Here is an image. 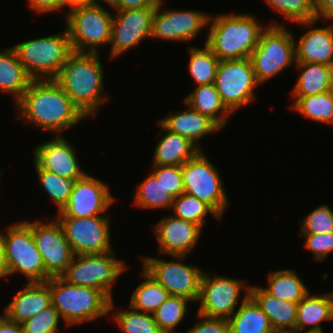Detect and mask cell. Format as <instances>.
<instances>
[{"label":"cell","instance_id":"6da1fadb","mask_svg":"<svg viewBox=\"0 0 333 333\" xmlns=\"http://www.w3.org/2000/svg\"><path fill=\"white\" fill-rule=\"evenodd\" d=\"M16 105L23 120L58 136L86 118L54 79L32 80Z\"/></svg>","mask_w":333,"mask_h":333},{"label":"cell","instance_id":"7a4b0ae2","mask_svg":"<svg viewBox=\"0 0 333 333\" xmlns=\"http://www.w3.org/2000/svg\"><path fill=\"white\" fill-rule=\"evenodd\" d=\"M98 54L73 51L54 79L86 118L96 115L108 99L102 93L103 68Z\"/></svg>","mask_w":333,"mask_h":333},{"label":"cell","instance_id":"3957f363","mask_svg":"<svg viewBox=\"0 0 333 333\" xmlns=\"http://www.w3.org/2000/svg\"><path fill=\"white\" fill-rule=\"evenodd\" d=\"M210 23L205 43L220 61L250 58L266 29L252 14H219Z\"/></svg>","mask_w":333,"mask_h":333},{"label":"cell","instance_id":"277c9868","mask_svg":"<svg viewBox=\"0 0 333 333\" xmlns=\"http://www.w3.org/2000/svg\"><path fill=\"white\" fill-rule=\"evenodd\" d=\"M46 283L50 288L52 305L66 326L106 316L114 307V301L96 288L70 284L61 276L50 277Z\"/></svg>","mask_w":333,"mask_h":333},{"label":"cell","instance_id":"5b68a950","mask_svg":"<svg viewBox=\"0 0 333 333\" xmlns=\"http://www.w3.org/2000/svg\"><path fill=\"white\" fill-rule=\"evenodd\" d=\"M25 41L13 46L33 80L55 79L73 52L67 32Z\"/></svg>","mask_w":333,"mask_h":333},{"label":"cell","instance_id":"8992f818","mask_svg":"<svg viewBox=\"0 0 333 333\" xmlns=\"http://www.w3.org/2000/svg\"><path fill=\"white\" fill-rule=\"evenodd\" d=\"M250 60L259 84L295 64V38L284 24L271 23L262 32Z\"/></svg>","mask_w":333,"mask_h":333},{"label":"cell","instance_id":"52a82bcc","mask_svg":"<svg viewBox=\"0 0 333 333\" xmlns=\"http://www.w3.org/2000/svg\"><path fill=\"white\" fill-rule=\"evenodd\" d=\"M112 19V13L103 6L91 4L69 10L65 21L73 51L99 53L100 45L110 44Z\"/></svg>","mask_w":333,"mask_h":333},{"label":"cell","instance_id":"ba28073f","mask_svg":"<svg viewBox=\"0 0 333 333\" xmlns=\"http://www.w3.org/2000/svg\"><path fill=\"white\" fill-rule=\"evenodd\" d=\"M6 233H0V236L9 275L19 272L29 279L28 282H46L50 276L44 270L31 229L21 222L9 226Z\"/></svg>","mask_w":333,"mask_h":333},{"label":"cell","instance_id":"9c48e42d","mask_svg":"<svg viewBox=\"0 0 333 333\" xmlns=\"http://www.w3.org/2000/svg\"><path fill=\"white\" fill-rule=\"evenodd\" d=\"M114 256V251L105 254L75 255L61 277L68 283L103 291L111 300L115 281L127 266Z\"/></svg>","mask_w":333,"mask_h":333},{"label":"cell","instance_id":"30bf717a","mask_svg":"<svg viewBox=\"0 0 333 333\" xmlns=\"http://www.w3.org/2000/svg\"><path fill=\"white\" fill-rule=\"evenodd\" d=\"M214 84L222 103L232 114L253 102L254 89L260 85L250 58L219 61Z\"/></svg>","mask_w":333,"mask_h":333},{"label":"cell","instance_id":"8fae6325","mask_svg":"<svg viewBox=\"0 0 333 333\" xmlns=\"http://www.w3.org/2000/svg\"><path fill=\"white\" fill-rule=\"evenodd\" d=\"M184 192L209 205L221 218L229 205L218 170L204 151L182 165Z\"/></svg>","mask_w":333,"mask_h":333},{"label":"cell","instance_id":"7c38bea8","mask_svg":"<svg viewBox=\"0 0 333 333\" xmlns=\"http://www.w3.org/2000/svg\"><path fill=\"white\" fill-rule=\"evenodd\" d=\"M178 261H164L160 258L141 257L144 270L161 284L171 296H181L191 302L199 300L203 271L197 266L186 265L179 260L186 255H171Z\"/></svg>","mask_w":333,"mask_h":333},{"label":"cell","instance_id":"4fadbf2b","mask_svg":"<svg viewBox=\"0 0 333 333\" xmlns=\"http://www.w3.org/2000/svg\"><path fill=\"white\" fill-rule=\"evenodd\" d=\"M74 255L105 254L113 251L109 216L56 218Z\"/></svg>","mask_w":333,"mask_h":333},{"label":"cell","instance_id":"5bb4252c","mask_svg":"<svg viewBox=\"0 0 333 333\" xmlns=\"http://www.w3.org/2000/svg\"><path fill=\"white\" fill-rule=\"evenodd\" d=\"M23 222L31 229L45 272L50 277L61 276L75 255L57 219L54 217L49 224L39 220Z\"/></svg>","mask_w":333,"mask_h":333},{"label":"cell","instance_id":"9a60e30c","mask_svg":"<svg viewBox=\"0 0 333 333\" xmlns=\"http://www.w3.org/2000/svg\"><path fill=\"white\" fill-rule=\"evenodd\" d=\"M213 277L203 272L197 312L208 317L229 319L236 311L241 289L244 287L250 291L251 285H246L243 280L216 274Z\"/></svg>","mask_w":333,"mask_h":333},{"label":"cell","instance_id":"2e32d148","mask_svg":"<svg viewBox=\"0 0 333 333\" xmlns=\"http://www.w3.org/2000/svg\"><path fill=\"white\" fill-rule=\"evenodd\" d=\"M157 7L116 10L111 29L110 58L138 45L142 39L151 36L152 20Z\"/></svg>","mask_w":333,"mask_h":333},{"label":"cell","instance_id":"e0dca14e","mask_svg":"<svg viewBox=\"0 0 333 333\" xmlns=\"http://www.w3.org/2000/svg\"><path fill=\"white\" fill-rule=\"evenodd\" d=\"M162 5L161 0L153 16L150 38L171 41L192 40L209 24L212 16L194 10H161Z\"/></svg>","mask_w":333,"mask_h":333},{"label":"cell","instance_id":"ac0fdd59","mask_svg":"<svg viewBox=\"0 0 333 333\" xmlns=\"http://www.w3.org/2000/svg\"><path fill=\"white\" fill-rule=\"evenodd\" d=\"M108 186L89 174L77 179L68 203L57 217L90 218L102 215L115 200Z\"/></svg>","mask_w":333,"mask_h":333},{"label":"cell","instance_id":"d6986e66","mask_svg":"<svg viewBox=\"0 0 333 333\" xmlns=\"http://www.w3.org/2000/svg\"><path fill=\"white\" fill-rule=\"evenodd\" d=\"M63 136L37 145L34 149V162L41 168L70 180L82 178L86 173L79 167L77 154Z\"/></svg>","mask_w":333,"mask_h":333},{"label":"cell","instance_id":"ffe728a7","mask_svg":"<svg viewBox=\"0 0 333 333\" xmlns=\"http://www.w3.org/2000/svg\"><path fill=\"white\" fill-rule=\"evenodd\" d=\"M159 253L170 255H186L195 247L202 228L190 221L173 215L160 219L154 227Z\"/></svg>","mask_w":333,"mask_h":333},{"label":"cell","instance_id":"44dd1931","mask_svg":"<svg viewBox=\"0 0 333 333\" xmlns=\"http://www.w3.org/2000/svg\"><path fill=\"white\" fill-rule=\"evenodd\" d=\"M52 305L51 292L46 282H27L4 308L5 316L18 324Z\"/></svg>","mask_w":333,"mask_h":333},{"label":"cell","instance_id":"7402d4cb","mask_svg":"<svg viewBox=\"0 0 333 333\" xmlns=\"http://www.w3.org/2000/svg\"><path fill=\"white\" fill-rule=\"evenodd\" d=\"M189 107L184 111L170 112L168 116L159 122L170 132L179 134L191 141L201 151L199 140L206 135L220 130L221 128L209 117Z\"/></svg>","mask_w":333,"mask_h":333},{"label":"cell","instance_id":"603a6c76","mask_svg":"<svg viewBox=\"0 0 333 333\" xmlns=\"http://www.w3.org/2000/svg\"><path fill=\"white\" fill-rule=\"evenodd\" d=\"M295 61L331 65L333 63V26L310 28L295 41Z\"/></svg>","mask_w":333,"mask_h":333},{"label":"cell","instance_id":"cb8c5ba5","mask_svg":"<svg viewBox=\"0 0 333 333\" xmlns=\"http://www.w3.org/2000/svg\"><path fill=\"white\" fill-rule=\"evenodd\" d=\"M333 320V291L324 295H311L308 292L298 303L296 313V331L302 333H323L320 325L323 321Z\"/></svg>","mask_w":333,"mask_h":333},{"label":"cell","instance_id":"d4e9b609","mask_svg":"<svg viewBox=\"0 0 333 333\" xmlns=\"http://www.w3.org/2000/svg\"><path fill=\"white\" fill-rule=\"evenodd\" d=\"M250 296L267 315L275 331L296 330L298 303L281 300L257 285H251Z\"/></svg>","mask_w":333,"mask_h":333},{"label":"cell","instance_id":"484cf974","mask_svg":"<svg viewBox=\"0 0 333 333\" xmlns=\"http://www.w3.org/2000/svg\"><path fill=\"white\" fill-rule=\"evenodd\" d=\"M156 124L166 132L154 150L153 165L182 166L201 151L188 139L167 130L159 121Z\"/></svg>","mask_w":333,"mask_h":333},{"label":"cell","instance_id":"4316f807","mask_svg":"<svg viewBox=\"0 0 333 333\" xmlns=\"http://www.w3.org/2000/svg\"><path fill=\"white\" fill-rule=\"evenodd\" d=\"M230 333H274L267 315L246 291L239 308L228 319Z\"/></svg>","mask_w":333,"mask_h":333},{"label":"cell","instance_id":"83f0119b","mask_svg":"<svg viewBox=\"0 0 333 333\" xmlns=\"http://www.w3.org/2000/svg\"><path fill=\"white\" fill-rule=\"evenodd\" d=\"M33 79L19 61L14 48L0 52V90L13 95L17 103L28 89Z\"/></svg>","mask_w":333,"mask_h":333},{"label":"cell","instance_id":"f1b7e54d","mask_svg":"<svg viewBox=\"0 0 333 333\" xmlns=\"http://www.w3.org/2000/svg\"><path fill=\"white\" fill-rule=\"evenodd\" d=\"M184 101L192 109L212 119L221 129L228 122L227 116L232 114L222 103L214 83L197 86Z\"/></svg>","mask_w":333,"mask_h":333},{"label":"cell","instance_id":"f546056e","mask_svg":"<svg viewBox=\"0 0 333 333\" xmlns=\"http://www.w3.org/2000/svg\"><path fill=\"white\" fill-rule=\"evenodd\" d=\"M299 69L292 96H309L332 90L330 66L312 62H295Z\"/></svg>","mask_w":333,"mask_h":333},{"label":"cell","instance_id":"4dcf8cb0","mask_svg":"<svg viewBox=\"0 0 333 333\" xmlns=\"http://www.w3.org/2000/svg\"><path fill=\"white\" fill-rule=\"evenodd\" d=\"M267 279L268 285L264 289L281 300L299 303L309 292L294 270L273 271L268 274Z\"/></svg>","mask_w":333,"mask_h":333},{"label":"cell","instance_id":"1f68e13d","mask_svg":"<svg viewBox=\"0 0 333 333\" xmlns=\"http://www.w3.org/2000/svg\"><path fill=\"white\" fill-rule=\"evenodd\" d=\"M294 103L291 104L293 111H297L317 123L333 125V90L309 95L293 96Z\"/></svg>","mask_w":333,"mask_h":333},{"label":"cell","instance_id":"d6a6232c","mask_svg":"<svg viewBox=\"0 0 333 333\" xmlns=\"http://www.w3.org/2000/svg\"><path fill=\"white\" fill-rule=\"evenodd\" d=\"M142 276L146 280L139 284L131 295L129 305L143 313H154L170 296L169 292L144 269Z\"/></svg>","mask_w":333,"mask_h":333},{"label":"cell","instance_id":"836d02e7","mask_svg":"<svg viewBox=\"0 0 333 333\" xmlns=\"http://www.w3.org/2000/svg\"><path fill=\"white\" fill-rule=\"evenodd\" d=\"M133 198L135 206L145 209L171 208L175 199L151 173L139 184Z\"/></svg>","mask_w":333,"mask_h":333},{"label":"cell","instance_id":"e575fe53","mask_svg":"<svg viewBox=\"0 0 333 333\" xmlns=\"http://www.w3.org/2000/svg\"><path fill=\"white\" fill-rule=\"evenodd\" d=\"M204 45L202 49L193 46L189 49V73L197 86L215 82L216 71L220 61L211 48L206 43Z\"/></svg>","mask_w":333,"mask_h":333},{"label":"cell","instance_id":"d590c367","mask_svg":"<svg viewBox=\"0 0 333 333\" xmlns=\"http://www.w3.org/2000/svg\"><path fill=\"white\" fill-rule=\"evenodd\" d=\"M274 11L289 21H295L308 28L316 23L315 0H265Z\"/></svg>","mask_w":333,"mask_h":333},{"label":"cell","instance_id":"8d00e7d4","mask_svg":"<svg viewBox=\"0 0 333 333\" xmlns=\"http://www.w3.org/2000/svg\"><path fill=\"white\" fill-rule=\"evenodd\" d=\"M171 209L174 210V217L193 222L201 228L205 225V217L208 213L221 220L209 205L185 192L174 199Z\"/></svg>","mask_w":333,"mask_h":333},{"label":"cell","instance_id":"74e56055","mask_svg":"<svg viewBox=\"0 0 333 333\" xmlns=\"http://www.w3.org/2000/svg\"><path fill=\"white\" fill-rule=\"evenodd\" d=\"M190 300L181 296H169L159 308L152 313L162 333H177L175 327L181 323L187 312Z\"/></svg>","mask_w":333,"mask_h":333},{"label":"cell","instance_id":"f35d334b","mask_svg":"<svg viewBox=\"0 0 333 333\" xmlns=\"http://www.w3.org/2000/svg\"><path fill=\"white\" fill-rule=\"evenodd\" d=\"M128 309L111 314L122 333H162L151 313L137 311L130 305Z\"/></svg>","mask_w":333,"mask_h":333},{"label":"cell","instance_id":"ab89813d","mask_svg":"<svg viewBox=\"0 0 333 333\" xmlns=\"http://www.w3.org/2000/svg\"><path fill=\"white\" fill-rule=\"evenodd\" d=\"M34 167L44 191L55 202L58 211H61L69 201L75 180L63 178L55 173L41 169L35 162Z\"/></svg>","mask_w":333,"mask_h":333},{"label":"cell","instance_id":"60d3db41","mask_svg":"<svg viewBox=\"0 0 333 333\" xmlns=\"http://www.w3.org/2000/svg\"><path fill=\"white\" fill-rule=\"evenodd\" d=\"M300 234H324L333 232V211L328 205L312 210L300 222Z\"/></svg>","mask_w":333,"mask_h":333},{"label":"cell","instance_id":"b9f144b4","mask_svg":"<svg viewBox=\"0 0 333 333\" xmlns=\"http://www.w3.org/2000/svg\"><path fill=\"white\" fill-rule=\"evenodd\" d=\"M57 309L50 305L43 311L21 323L24 333H58L59 320Z\"/></svg>","mask_w":333,"mask_h":333},{"label":"cell","instance_id":"7bdbcfd3","mask_svg":"<svg viewBox=\"0 0 333 333\" xmlns=\"http://www.w3.org/2000/svg\"><path fill=\"white\" fill-rule=\"evenodd\" d=\"M151 174L176 198L184 193L182 166L153 165Z\"/></svg>","mask_w":333,"mask_h":333},{"label":"cell","instance_id":"ee69618b","mask_svg":"<svg viewBox=\"0 0 333 333\" xmlns=\"http://www.w3.org/2000/svg\"><path fill=\"white\" fill-rule=\"evenodd\" d=\"M304 236L305 247L313 253L315 260H324L333 252V232L324 234H300Z\"/></svg>","mask_w":333,"mask_h":333},{"label":"cell","instance_id":"f6af8a7d","mask_svg":"<svg viewBox=\"0 0 333 333\" xmlns=\"http://www.w3.org/2000/svg\"><path fill=\"white\" fill-rule=\"evenodd\" d=\"M199 322L186 333H230L228 319L204 316L197 312Z\"/></svg>","mask_w":333,"mask_h":333},{"label":"cell","instance_id":"bcb514c9","mask_svg":"<svg viewBox=\"0 0 333 333\" xmlns=\"http://www.w3.org/2000/svg\"><path fill=\"white\" fill-rule=\"evenodd\" d=\"M28 3L37 13L55 12L64 8L63 0H29Z\"/></svg>","mask_w":333,"mask_h":333},{"label":"cell","instance_id":"7dc6e473","mask_svg":"<svg viewBox=\"0 0 333 333\" xmlns=\"http://www.w3.org/2000/svg\"><path fill=\"white\" fill-rule=\"evenodd\" d=\"M333 20V0H315V20Z\"/></svg>","mask_w":333,"mask_h":333},{"label":"cell","instance_id":"c3c4849f","mask_svg":"<svg viewBox=\"0 0 333 333\" xmlns=\"http://www.w3.org/2000/svg\"><path fill=\"white\" fill-rule=\"evenodd\" d=\"M161 0H119L115 10H130L145 7H157Z\"/></svg>","mask_w":333,"mask_h":333},{"label":"cell","instance_id":"681fc988","mask_svg":"<svg viewBox=\"0 0 333 333\" xmlns=\"http://www.w3.org/2000/svg\"><path fill=\"white\" fill-rule=\"evenodd\" d=\"M0 333H24L21 324L0 315Z\"/></svg>","mask_w":333,"mask_h":333},{"label":"cell","instance_id":"f907efd6","mask_svg":"<svg viewBox=\"0 0 333 333\" xmlns=\"http://www.w3.org/2000/svg\"><path fill=\"white\" fill-rule=\"evenodd\" d=\"M8 275L9 273L5 262L4 246L0 236V278L7 277Z\"/></svg>","mask_w":333,"mask_h":333},{"label":"cell","instance_id":"816d5d0a","mask_svg":"<svg viewBox=\"0 0 333 333\" xmlns=\"http://www.w3.org/2000/svg\"><path fill=\"white\" fill-rule=\"evenodd\" d=\"M64 7L68 6L71 9L93 4V0H63Z\"/></svg>","mask_w":333,"mask_h":333},{"label":"cell","instance_id":"f5cc1de1","mask_svg":"<svg viewBox=\"0 0 333 333\" xmlns=\"http://www.w3.org/2000/svg\"><path fill=\"white\" fill-rule=\"evenodd\" d=\"M103 1L105 4L106 3L109 4V6H111V8L114 10L117 8L119 2V0H103ZM93 5L101 7V5L99 4V2H97V0H93Z\"/></svg>","mask_w":333,"mask_h":333},{"label":"cell","instance_id":"db71d44e","mask_svg":"<svg viewBox=\"0 0 333 333\" xmlns=\"http://www.w3.org/2000/svg\"><path fill=\"white\" fill-rule=\"evenodd\" d=\"M330 79H331V86L333 90V63L330 65Z\"/></svg>","mask_w":333,"mask_h":333},{"label":"cell","instance_id":"11a10c76","mask_svg":"<svg viewBox=\"0 0 333 333\" xmlns=\"http://www.w3.org/2000/svg\"><path fill=\"white\" fill-rule=\"evenodd\" d=\"M274 333H298L296 330L274 331Z\"/></svg>","mask_w":333,"mask_h":333}]
</instances>
